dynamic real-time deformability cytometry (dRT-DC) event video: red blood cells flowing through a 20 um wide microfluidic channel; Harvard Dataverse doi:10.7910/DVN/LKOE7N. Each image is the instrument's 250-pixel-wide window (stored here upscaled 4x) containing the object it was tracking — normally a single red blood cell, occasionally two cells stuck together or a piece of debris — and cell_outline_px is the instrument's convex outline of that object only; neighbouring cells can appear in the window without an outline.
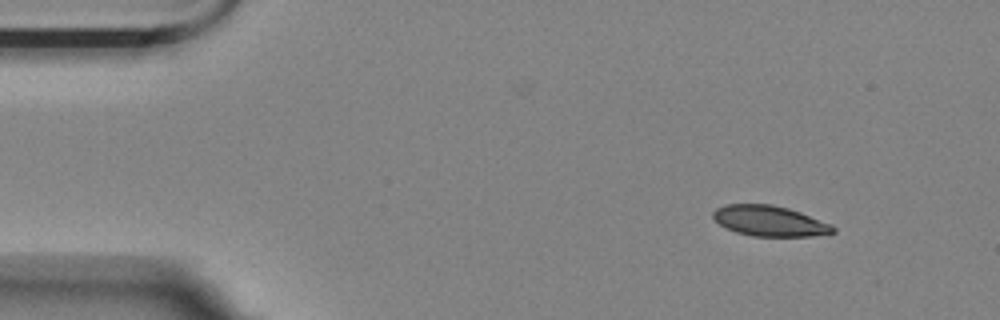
{"species": "Egyptian fruit bat (a non-hibernating species)", "species_latin": "Rousettus aegyptiacus", "temperature_condition": "room temperature", "stored_images_in_passage": 9, "camera_frame_rate_fps": 3000, "um_per_image_px": 0.085, "animal": {"sex": "female"}, "frame": {"image": 1, "passage_image": 1, "time_ms": 0.0, "image_size_px": [1000, 320], "cell_outline_px": [[836, 232], [812, 236], [752, 236], [736, 232], [724, 228], [712, 216], [712, 212], [716, 208], [724, 204], [772, 204], [788, 208], [800, 212], [832, 224], [836, 228]], "centroid_in_image_um": [65.41, 18.78], "position_along_channel_um": 19.6, "area_um2": 21.44}}
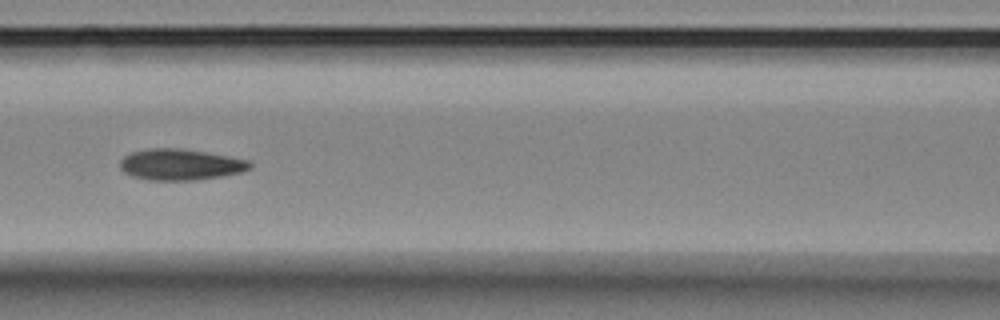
{"frame": {"image": 2, "passage_image": 6, "time_ms": 1.667, "image_size_px": [1000, 320], "cell_outline_px": [[252, 168], [244, 172], [196, 180], [148, 180], [132, 176], [124, 172], [120, 168], [120, 160], [124, 156], [132, 152], [148, 148], [184, 148], [228, 156], [248, 160], [252, 164]], "centroid_in_image_um": [15.34, 13.98], "position_along_channel_um": 151.3, "area_um2": 23.7}}
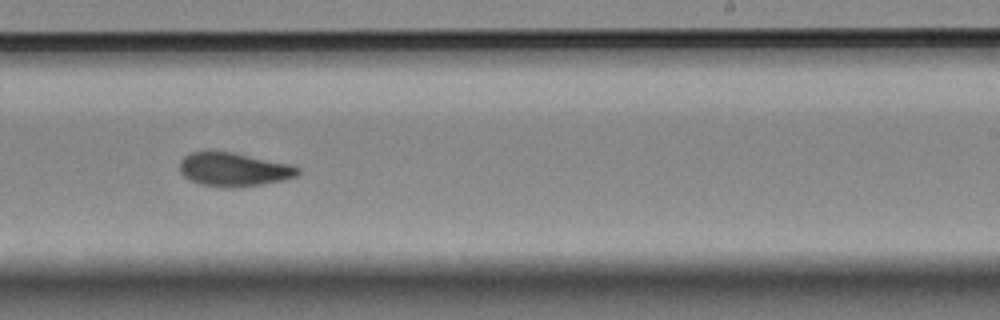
{"frame": {"image": 3, "passage_image": 9, "time_ms": 2.667, "image_size_px": [1000, 320], "cell_outline_px": [[300, 172], [296, 176], [284, 180], [260, 184], [232, 188], [224, 188], [200, 184], [184, 176], [180, 172], [180, 160], [184, 156], [192, 152], [232, 152], [292, 164], [300, 168]], "centroid_in_image_um": [19.89, 14.41], "position_along_channel_um": 269.1, "area_um2": 23.12}}